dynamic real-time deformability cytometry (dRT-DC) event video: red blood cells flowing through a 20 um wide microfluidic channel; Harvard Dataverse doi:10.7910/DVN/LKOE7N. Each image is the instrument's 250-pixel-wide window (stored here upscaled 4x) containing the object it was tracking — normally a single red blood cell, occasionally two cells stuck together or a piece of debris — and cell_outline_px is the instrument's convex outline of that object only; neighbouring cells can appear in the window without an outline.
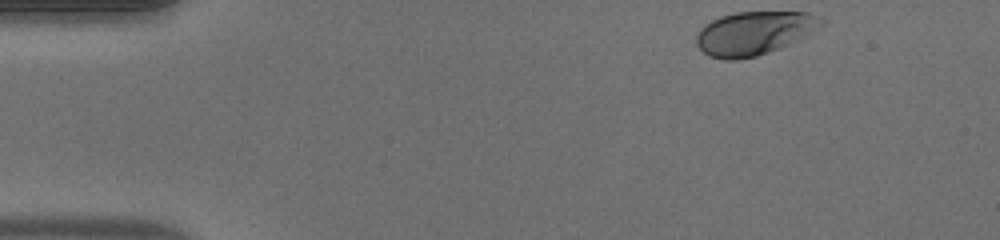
{"species": "human", "species_latin": "Homo sapiens", "temperature_condition": "warm", "stored_images_in_passage": 38, "camera_frame_rate_fps": 3000, "um_per_image_px": 0.085, "donor": {"sex": "male"}, "frame": {"image": 1, "passage_image": 1, "time_ms": 0.0, "image_size_px": [1000, 240], "cell_outline_px": [[828, 24], [808, 36], [780, 48], [756, 56], [736, 60], [724, 60], [708, 56], [696, 44], [696, 32], [704, 24], [720, 16], [736, 12], [808, 12], [828, 20]], "centroid_in_image_um": [64.16, 2.81], "position_along_channel_um": 20.8, "area_um2": 32.37}}
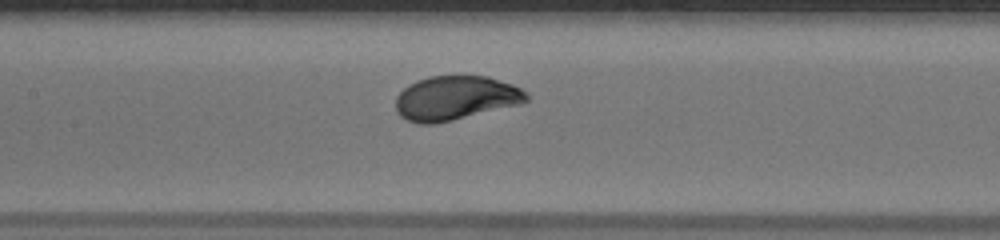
{"frame": {"image": 2, "passage_image": 19, "time_ms": 6.0, "image_size_px": [1000, 240], "cell_outline_px": [[528, 100], [520, 104], [452, 120], [432, 124], [420, 124], [408, 120], [400, 116], [396, 112], [396, 96], [408, 84], [416, 80], [428, 76], [488, 76], [512, 84], [520, 88], [528, 96]], "centroid_in_image_um": [38.68, 8.33], "position_along_channel_um": 168.7, "area_um2": 33.58}}
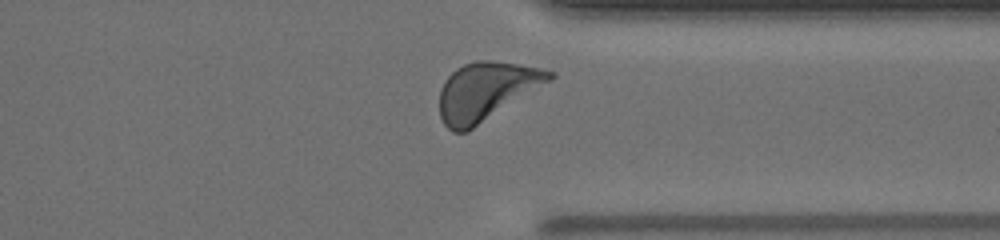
{"frame": {"image": 3, "passage_image": 34, "time_ms": 11.0, "image_size_px": [1000, 240], "cell_outline_px": [[556, 76], [552, 80], [468, 132], [452, 132], [444, 124], [440, 116], [440, 88], [444, 80], [456, 68], [464, 64], [476, 60], [488, 60], [516, 64], [540, 68], [556, 72]], "centroid_in_image_um": [41.32, 7.76], "position_along_channel_um": 370.1, "area_um2": 37.4}, "authors_computed_cell_mechanics": {"area_um2": 33.4373, "velocity_mm_per_s": 4.054, "shape_relaxation_time_tau1_ms": 2.5352, "shape_relaxation_time_tau2_ms": null, "deformation_change_tau1": 0.1606, "deformation_change_tau2": null}}